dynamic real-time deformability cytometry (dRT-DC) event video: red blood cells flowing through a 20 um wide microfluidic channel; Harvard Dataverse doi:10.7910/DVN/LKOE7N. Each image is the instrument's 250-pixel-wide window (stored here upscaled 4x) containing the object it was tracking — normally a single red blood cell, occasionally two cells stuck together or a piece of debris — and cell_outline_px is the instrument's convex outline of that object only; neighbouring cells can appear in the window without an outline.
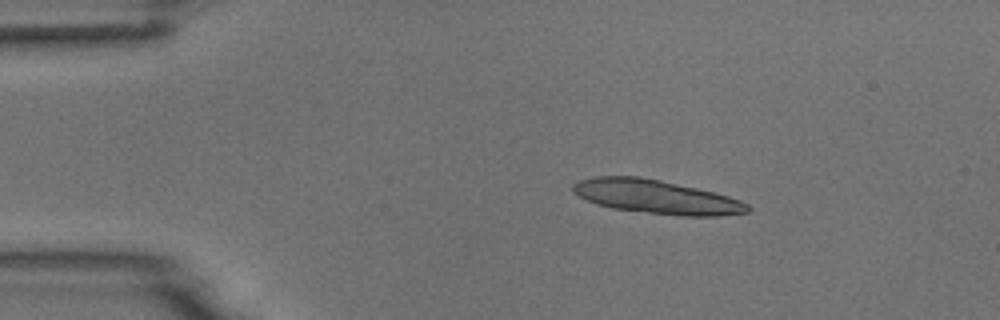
{"species": "common noctule bat (a hibernating species)", "species_latin": "Nyctalus noctula", "temperature_condition": "room temperature", "stored_images_in_passage": 4, "camera_frame_rate_fps": 3000, "um_per_image_px": 0.085, "animal": {"sex": "male", "body_mass_g": 18.8}, "frame": {"image": 1, "passage_image": 3, "time_ms": 2.667, "image_size_px": [1000, 320], "cell_outline_px": [[752, 208], [748, 212], [720, 216], [680, 216], [612, 208], [596, 204], [572, 192], [572, 184], [580, 180], [596, 176], [640, 176], [660, 180], [696, 188], [728, 196], [740, 200], [748, 204]], "centroid_in_image_um": [55.79, 16.73], "position_along_channel_um": 29.2, "area_um2": 34.28}}